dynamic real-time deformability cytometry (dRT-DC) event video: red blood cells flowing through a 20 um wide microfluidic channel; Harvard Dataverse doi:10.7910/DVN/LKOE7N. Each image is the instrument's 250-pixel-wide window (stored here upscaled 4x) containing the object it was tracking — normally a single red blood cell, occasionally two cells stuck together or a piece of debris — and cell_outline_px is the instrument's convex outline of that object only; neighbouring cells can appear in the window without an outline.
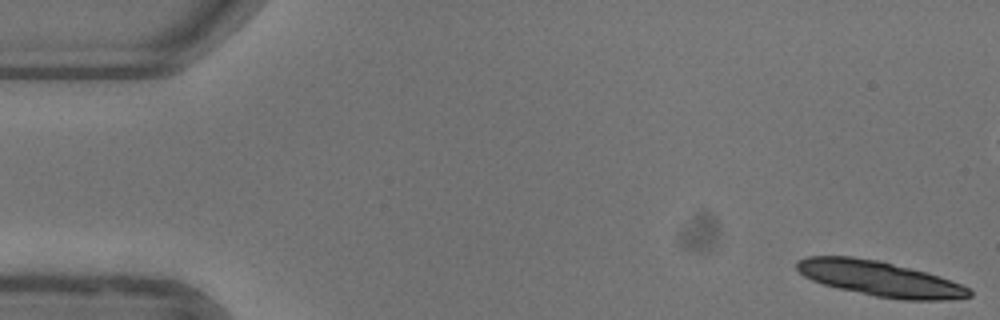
{"species": "common noctule bat (a hibernating species)", "species_latin": "Nyctalus noctula", "temperature_condition": "warm", "stored_images_in_passage": 13, "camera_frame_rate_fps": 3000, "um_per_image_px": 0.085, "animal": {"sex": "female"}, "frame": {"image": 1, "passage_image": 1, "time_ms": 0.0, "image_size_px": [1000, 320], "cell_outline_px": [[972, 296], [944, 300], [904, 300], [876, 296], [836, 288], [812, 280], [804, 276], [796, 268], [796, 260], [808, 256], [852, 256], [880, 260], [940, 276], [972, 288]], "centroid_in_image_um": [74.78, 23.68], "position_along_channel_um": 10.2, "area_um2": 35.37}}